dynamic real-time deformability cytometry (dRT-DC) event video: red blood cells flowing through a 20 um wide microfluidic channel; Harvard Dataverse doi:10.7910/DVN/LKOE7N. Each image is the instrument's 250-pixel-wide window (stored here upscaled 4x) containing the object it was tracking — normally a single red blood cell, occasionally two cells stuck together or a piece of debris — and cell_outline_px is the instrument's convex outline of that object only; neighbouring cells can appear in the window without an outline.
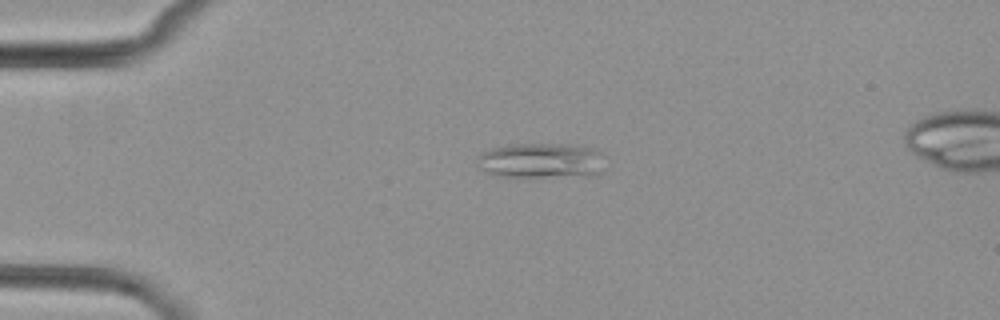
{"species": "common noctule bat (a hibernating species)", "species_latin": "Nyctalus noctula", "temperature_condition": "cold", "stored_images_in_passage": 5, "camera_frame_rate_fps": 3000, "um_per_image_px": 0.085, "animal": {"sex": "female", "body_mass_g": 29.2, "forearm_length_mm": 56.3}, "frame": {"image": 1, "passage_image": 3, "time_ms": 4.333, "image_size_px": [1000, 320], "cell_outline_px": [[600, 172], [588, 176], [500, 176], [484, 172], [476, 164], [476, 160], [484, 152], [492, 148], [516, 144], [568, 144], [592, 148], [600, 152]], "centroid_in_image_um": [45.94, 13.65], "position_along_channel_um": 39.1, "area_um2": 25.72}}